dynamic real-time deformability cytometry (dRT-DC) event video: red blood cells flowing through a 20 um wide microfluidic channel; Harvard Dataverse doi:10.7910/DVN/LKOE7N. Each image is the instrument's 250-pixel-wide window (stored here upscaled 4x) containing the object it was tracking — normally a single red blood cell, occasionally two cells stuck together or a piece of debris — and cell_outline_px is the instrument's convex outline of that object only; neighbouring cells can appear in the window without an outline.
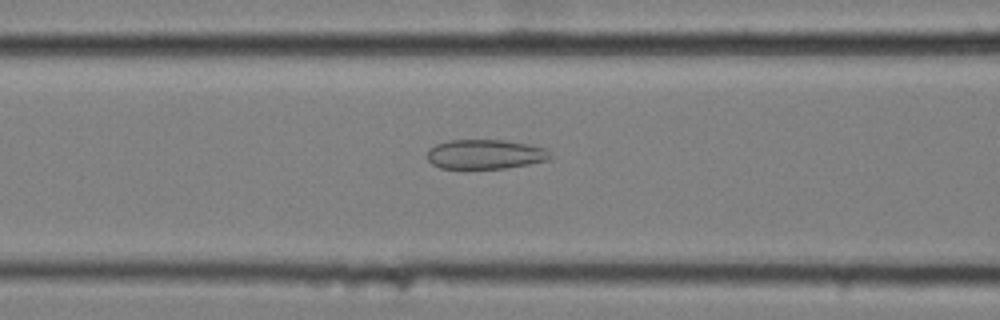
{"species": "common noctule bat (a hibernating species)", "species_latin": "Nyctalus noctula", "temperature_condition": "cold", "stored_images_in_passage": 42, "camera_frame_rate_fps": 3000, "um_per_image_px": 0.085, "animal": {"sex": "female", "body_mass_g": 25.1}, "frame": {"image": 1, "passage_image": 11, "time_ms": 3.333, "image_size_px": [1000, 320], "cell_outline_px": [[552, 156], [548, 160], [528, 164], [504, 168], [440, 168], [432, 164], [428, 160], [428, 148], [436, 144], [448, 140], [504, 140], [528, 144], [544, 148]], "centroid_in_image_um": [41.21, 13.1], "position_along_channel_um": 125.4, "area_um2": 21.04}}
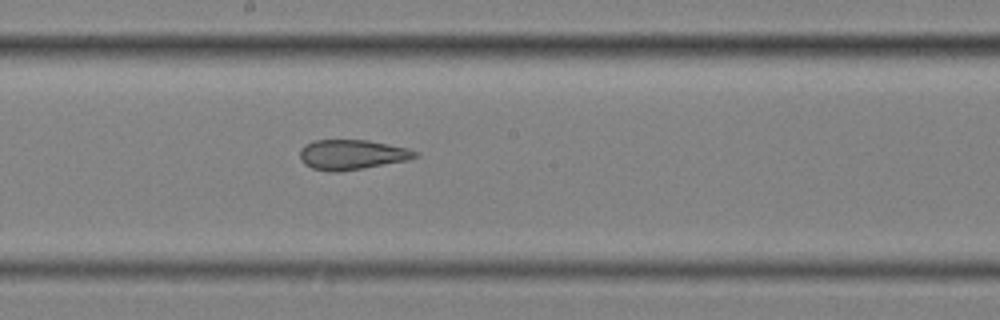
{"frame": {"image": 2, "passage_image": 19, "time_ms": 6.0, "image_size_px": [1000, 320], "cell_outline_px": [[420, 156], [408, 160], [340, 172], [332, 172], [312, 168], [304, 164], [300, 160], [300, 148], [304, 144], [312, 140], [368, 140], [408, 148], [420, 152]], "centroid_in_image_um": [29.91, 13.14], "position_along_channel_um": 218.3, "area_um2": 20.35}}
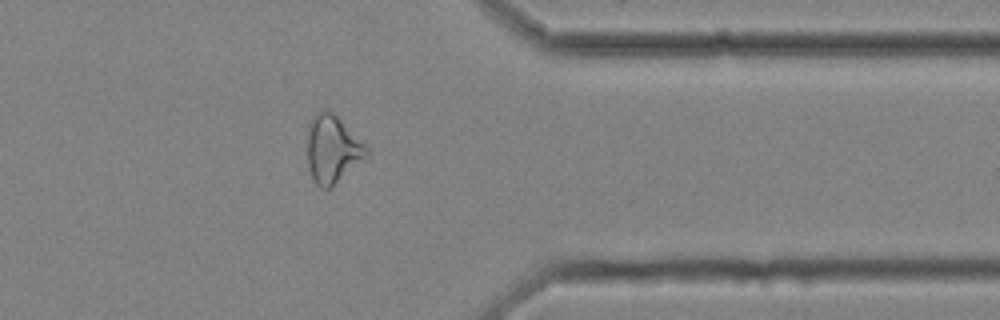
{"frame": {"image": 3, "passage_image": 34, "time_ms": 11.0, "image_size_px": [1000, 320], "cell_outline_px": [[368, 152], [332, 188], [320, 188], [316, 184], [312, 176], [308, 164], [308, 124], [312, 116], [316, 112], [324, 108], [332, 112], [368, 148]], "centroid_in_image_um": [28.2, 12.66], "position_along_channel_um": 383.2, "area_um2": 22.72}}